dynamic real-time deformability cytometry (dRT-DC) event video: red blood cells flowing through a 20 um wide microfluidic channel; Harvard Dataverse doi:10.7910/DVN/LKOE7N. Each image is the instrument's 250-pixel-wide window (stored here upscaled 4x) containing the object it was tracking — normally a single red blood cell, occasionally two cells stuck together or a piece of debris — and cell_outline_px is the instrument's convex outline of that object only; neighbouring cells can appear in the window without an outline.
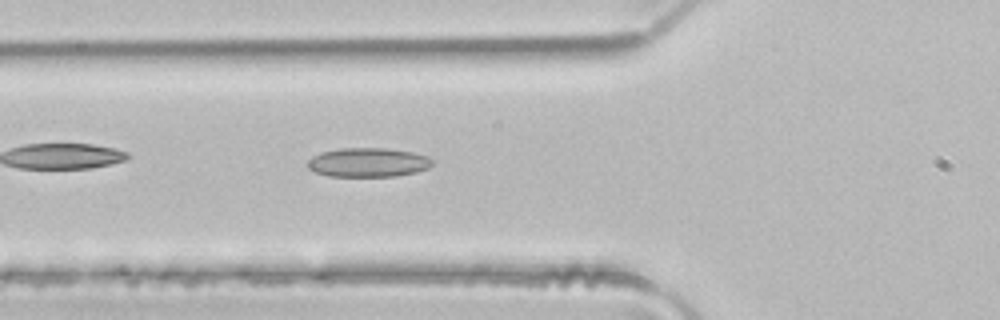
{"species": "common noctule bat (a hibernating species)", "species_latin": "Nyctalus noctula", "temperature_condition": "room temperature", "stored_images_in_passage": 35, "camera_frame_rate_fps": 3000, "um_per_image_px": 0.085, "animal": {"sex": "male", "body_mass_g": 21.5, "forearm_length_mm": 52.0}, "frame": {"image": 1, "passage_image": 4, "time_ms": 1.0, "image_size_px": [1000, 320], "cell_outline_px": [[432, 164], [428, 168], [416, 172], [396, 176], [328, 176], [316, 172], [308, 168], [308, 160], [312, 156], [320, 152], [340, 148], [384, 148], [412, 152], [428, 156], [432, 160]], "centroid_in_image_um": [31.27, 13.8], "position_along_channel_um": 94.5, "area_um2": 21.15}}
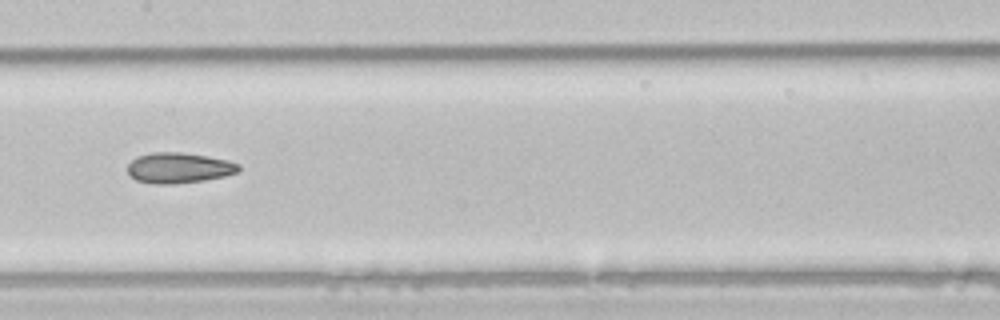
{"frame": {"image": 2, "passage_image": 11, "time_ms": 3.333, "image_size_px": [1000, 320], "cell_outline_px": [[240, 172], [224, 176], [204, 180], [172, 184], [156, 184], [136, 180], [128, 172], [128, 164], [136, 156], [152, 152], [180, 152], [228, 160], [240, 164]], "centroid_in_image_um": [15.21, 14.27], "position_along_channel_um": 192.2, "area_um2": 19.71}}
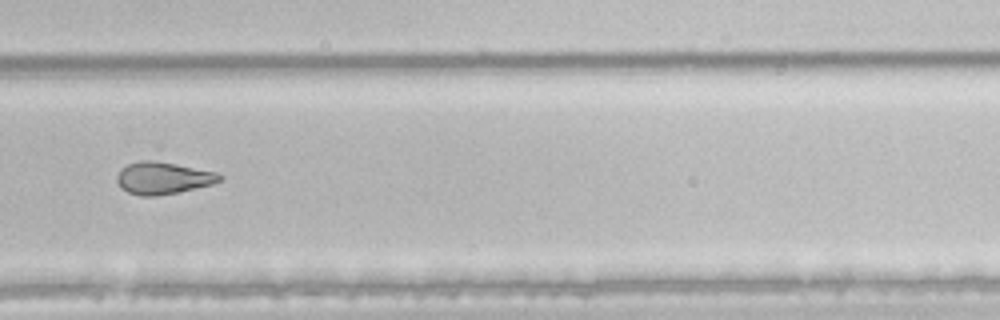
{"frame": {"image": 3, "passage_image": 20, "time_ms": 6.333, "image_size_px": [1000, 320], "cell_outline_px": [[224, 176], [220, 180], [212, 184], [180, 192], [156, 196], [140, 196], [128, 192], [120, 188], [116, 180], [116, 176], [120, 168], [128, 164], [140, 160], [152, 160], [176, 164], [216, 172]], "centroid_in_image_um": [13.82, 15.14], "position_along_channel_um": 316.0, "area_um2": 19.36}, "authors_computed_cell_mechanics": {"area_um2": 19.941, "velocity_mm_per_s": 4.1498, "shape_relaxation_time_tau1_ms": null, "shape_relaxation_time_tau2_ms": 3.381, "deformation_change_tau1": null, "deformation_change_tau2": 0.1143}}